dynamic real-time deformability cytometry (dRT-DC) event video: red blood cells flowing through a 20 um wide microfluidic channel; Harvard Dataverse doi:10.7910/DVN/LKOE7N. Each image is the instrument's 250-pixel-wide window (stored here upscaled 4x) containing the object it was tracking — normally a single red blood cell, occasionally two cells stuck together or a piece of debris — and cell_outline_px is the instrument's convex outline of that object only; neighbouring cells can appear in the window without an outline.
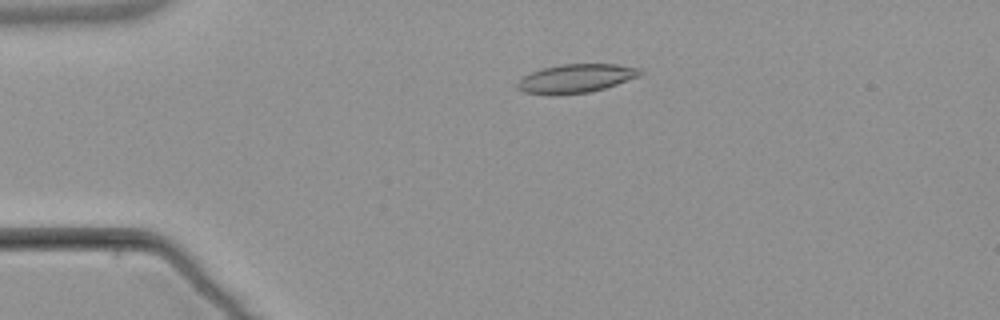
{"species": "common noctule bat (a hibernating species)", "species_latin": "Nyctalus noctula", "temperature_condition": "warm", "stored_images_in_passage": 4, "camera_frame_rate_fps": 3000, "um_per_image_px": 0.085, "animal": {"sex": "male", "body_mass_g": 21.5, "forearm_length_mm": 52.0}, "frame": {"image": 1, "passage_image": 3, "time_ms": 2.333, "image_size_px": [1000, 320], "cell_outline_px": [[644, 72], [640, 76], [604, 88], [588, 92], [556, 96], [524, 92], [516, 88], [516, 84], [524, 76], [532, 72], [544, 68], [560, 64], [616, 64], [640, 68]], "centroid_in_image_um": [48.95, 6.67], "position_along_channel_um": 36.0, "area_um2": 20.58}}